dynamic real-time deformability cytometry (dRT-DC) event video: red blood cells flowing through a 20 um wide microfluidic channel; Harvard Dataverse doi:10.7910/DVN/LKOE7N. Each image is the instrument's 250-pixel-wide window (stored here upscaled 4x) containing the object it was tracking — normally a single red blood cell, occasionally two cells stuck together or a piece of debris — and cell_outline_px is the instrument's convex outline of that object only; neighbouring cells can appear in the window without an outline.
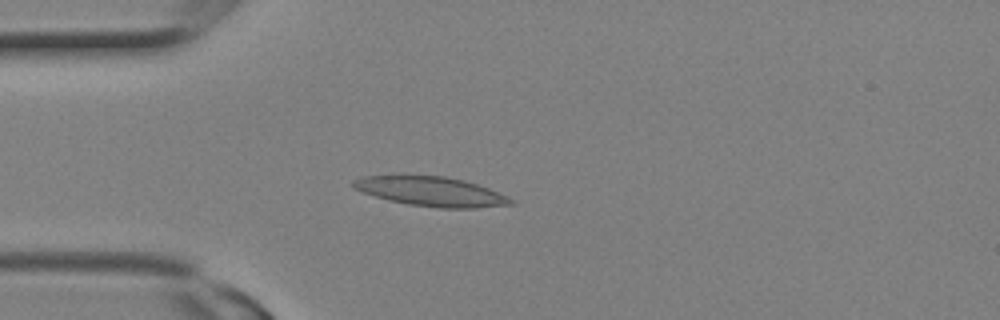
{"species": "Egyptian fruit bat (a non-hibernating species)", "species_latin": "Rousettus aegyptiacus", "temperature_condition": "room temperature", "stored_images_in_passage": 11, "camera_frame_rate_fps": 3000, "um_per_image_px": 0.085, "animal": {"sex": "female"}, "frame": {"image": 1, "passage_image": 7, "time_ms": 2.0, "image_size_px": [1000, 320], "cell_outline_px": [[516, 204], [476, 208], [440, 208], [408, 204], [376, 196], [352, 188], [352, 180], [364, 176], [400, 172], [444, 176], [464, 180], [488, 188], [508, 196], [516, 200]], "centroid_in_image_um": [36.61, 16.23], "position_along_channel_um": 48.4, "area_um2": 27.98}}
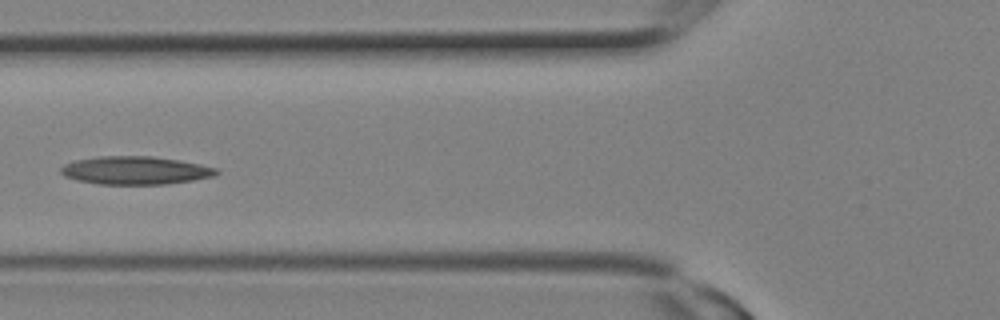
{"frame": {"image": 2, "passage_image": 10, "time_ms": 3.0, "image_size_px": [1000, 320], "cell_outline_px": [[220, 172], [216, 176], [168, 184], [100, 184], [80, 180], [64, 176], [60, 172], [60, 168], [64, 164], [76, 160], [100, 156], [152, 156], [180, 160], [220, 168]], "centroid_in_image_um": [11.57, 14.48], "position_along_channel_um": 114.2, "area_um2": 25.55}}